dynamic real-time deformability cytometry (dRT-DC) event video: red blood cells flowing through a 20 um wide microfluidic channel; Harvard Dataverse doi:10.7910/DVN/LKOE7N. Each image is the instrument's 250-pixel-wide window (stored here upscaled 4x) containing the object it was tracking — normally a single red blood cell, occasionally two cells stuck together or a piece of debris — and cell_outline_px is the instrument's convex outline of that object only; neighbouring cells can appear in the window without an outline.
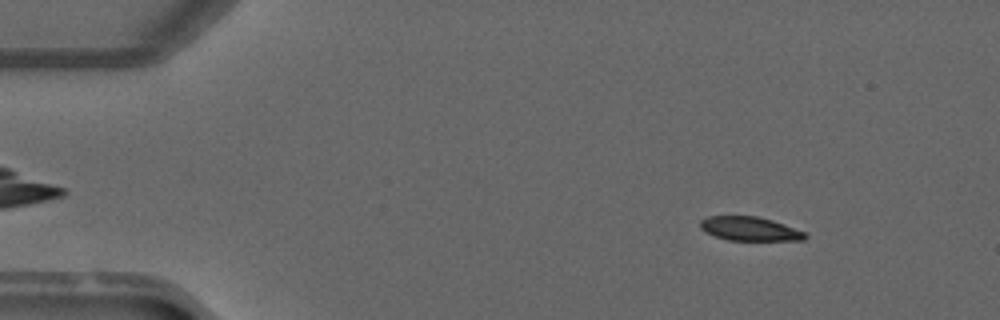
{"species": "common noctule bat (a hibernating species)", "species_latin": "Nyctalus noctula", "temperature_condition": "warm", "stored_images_in_passage": 50, "camera_frame_rate_fps": 3000, "um_per_image_px": 0.085, "animal": {"sex": "male", "forearm_length_mm": 52.5}, "frame": {"image": 1, "passage_image": 6, "time_ms": 1.667, "image_size_px": [1000, 320], "cell_outline_px": [[808, 236], [804, 240], [728, 240], [704, 232], [700, 228], [700, 220], [708, 216], [756, 216], [772, 220], [808, 232]], "centroid_in_image_um": [63.75, 19.44], "position_along_channel_um": 21.2, "area_um2": 14.74}}
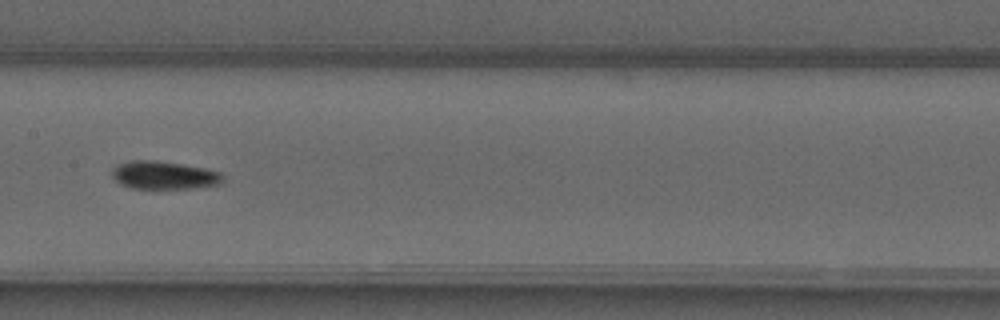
{"frame": {"image": 2, "passage_image": 25, "time_ms": 8.0, "image_size_px": [1000, 320], "cell_outline_px": [[224, 180], [220, 184], [196, 188], [132, 188], [120, 184], [112, 176], [112, 168], [120, 164], [132, 160], [152, 160], [180, 164], [204, 168], [220, 172], [224, 176]], "centroid_in_image_um": [13.96, 14.9], "position_along_channel_um": 193.4, "area_um2": 17.98}}
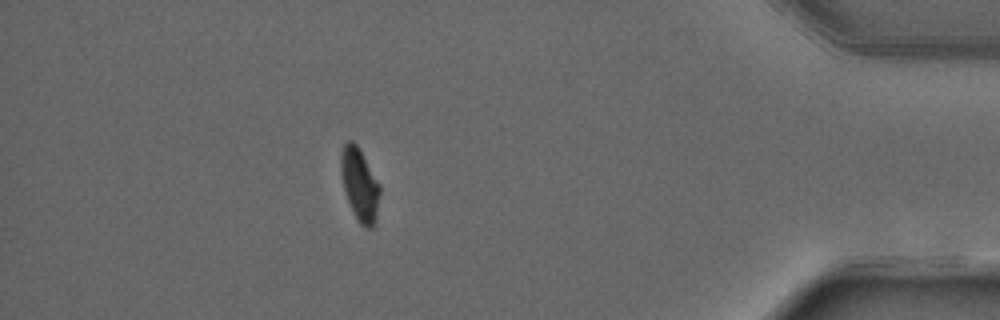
{"frame": {"image": 3, "passage_image": 44, "time_ms": 14.333, "image_size_px": [1000, 320], "cell_outline_px": [[380, 192], [376, 220], [372, 228], [364, 228], [360, 224], [348, 200], [344, 188], [340, 172], [340, 152], [344, 144], [348, 140], [352, 140], [360, 148], [380, 184]], "centroid_in_image_um": [30.58, 15.64], "position_along_channel_um": 404.6, "area_um2": 16.59}, "authors_computed_cell_mechanics": {"area_um2": 16.8198, "velocity_mm_per_s": 4.086, "shape_relaxation_time_tau1_ms": null, "shape_relaxation_time_tau2_ms": 3.5394, "deformation_change_tau1": null, "deformation_change_tau2": 0.0405}}